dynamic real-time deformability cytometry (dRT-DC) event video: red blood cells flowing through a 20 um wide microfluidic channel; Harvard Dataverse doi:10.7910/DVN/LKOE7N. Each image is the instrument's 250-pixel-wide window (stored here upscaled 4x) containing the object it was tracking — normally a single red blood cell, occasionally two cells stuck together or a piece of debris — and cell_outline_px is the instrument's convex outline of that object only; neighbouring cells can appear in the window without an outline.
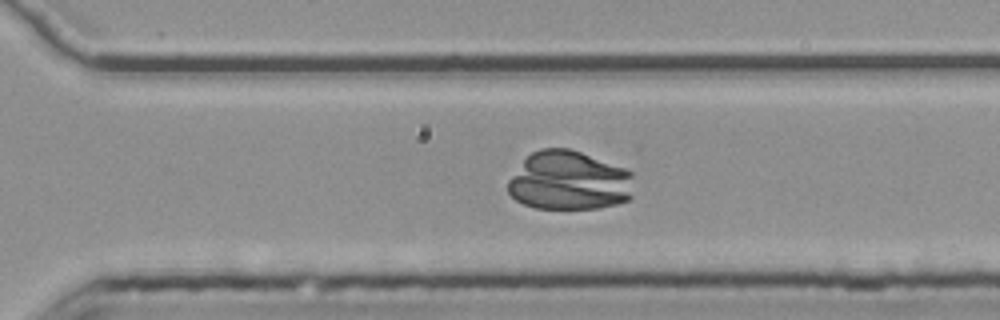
{"species": "common noctule bat (a hibernating species)", "species_latin": "Nyctalus noctula", "temperature_condition": "room temperature", "stored_images_in_passage": 34, "camera_frame_rate_fps": 3000, "um_per_image_px": 0.085, "animal": {"sex": "female", "body_mass_g": 25.1}, "frame": {"image": 1, "passage_image": 29, "time_ms": 9.333, "image_size_px": [1000, 320], "cell_outline_px": [[632, 196], [628, 200], [616, 204], [596, 208], [536, 208], [524, 204], [516, 200], [508, 192], [508, 180], [524, 160], [532, 152], [540, 148], [568, 148], [580, 152], [624, 168], [632, 172]], "centroid_in_image_um": [48.37, 15.36], "position_along_channel_um": 322.2, "area_um2": 43.06}}